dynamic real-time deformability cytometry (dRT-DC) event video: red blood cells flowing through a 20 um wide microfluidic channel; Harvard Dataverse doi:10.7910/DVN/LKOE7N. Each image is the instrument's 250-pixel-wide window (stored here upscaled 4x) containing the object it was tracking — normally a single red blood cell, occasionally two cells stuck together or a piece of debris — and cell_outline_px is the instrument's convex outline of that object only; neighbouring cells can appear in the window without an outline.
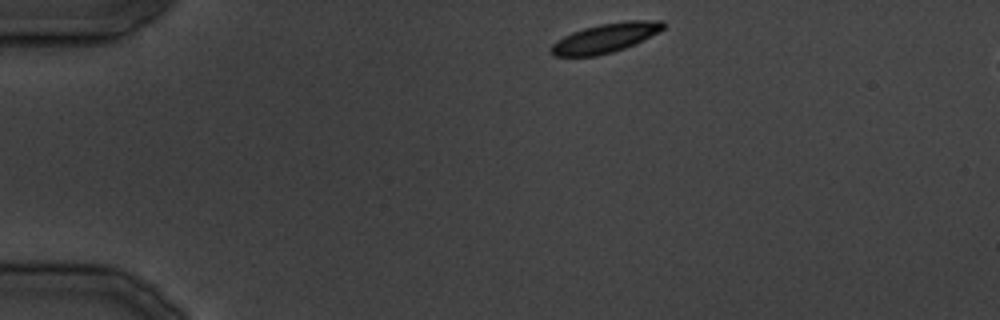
{"species": "common noctule bat (a hibernating species)", "species_latin": "Nyctalus noctula", "temperature_condition": "cold", "stored_images_in_passage": 26, "camera_frame_rate_fps": 3000, "um_per_image_px": 0.085, "animal": {"sex": "male", "body_mass_g": 19.5, "forearm_length_mm": 54.6}, "frame": {"image": 1, "passage_image": 1, "time_ms": 0.0, "image_size_px": [1000, 320], "cell_outline_px": [[664, 28], [660, 32], [624, 48], [612, 52], [596, 56], [552, 56], [552, 44], [556, 40], [572, 32], [584, 28], [600, 24], [628, 20], [664, 20]], "centroid_in_image_um": [51.48, 3.22], "position_along_channel_um": 33.5, "area_um2": 19.02}}